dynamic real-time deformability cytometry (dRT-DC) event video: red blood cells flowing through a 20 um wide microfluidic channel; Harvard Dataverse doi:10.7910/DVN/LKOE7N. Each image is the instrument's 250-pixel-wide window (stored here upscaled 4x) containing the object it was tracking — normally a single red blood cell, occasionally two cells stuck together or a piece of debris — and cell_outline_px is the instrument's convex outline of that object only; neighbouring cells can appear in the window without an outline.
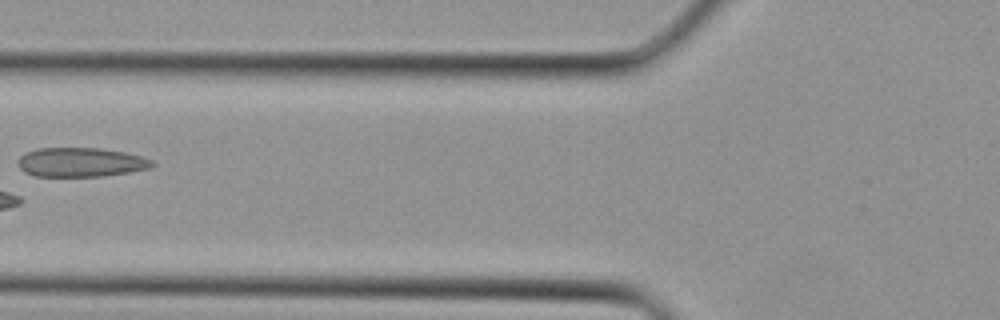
{"species": "Egyptian fruit bat (a non-hibernating species)", "species_latin": "Rousettus aegyptiacus", "temperature_condition": "cold", "stored_images_in_passage": 10, "camera_frame_rate_fps": 3000, "um_per_image_px": 0.085, "animal": {"sex": "female"}, "frame": {"image": 1, "passage_image": 4, "time_ms": 1.0, "image_size_px": [1000, 320], "cell_outline_px": [[156, 164], [148, 168], [128, 172], [104, 176], [36, 176], [24, 172], [16, 164], [20, 156], [24, 152], [36, 148], [100, 148], [124, 152], [140, 156], [152, 160]], "centroid_in_image_um": [6.82, 13.78], "position_along_channel_um": 119.0, "area_um2": 22.89}}